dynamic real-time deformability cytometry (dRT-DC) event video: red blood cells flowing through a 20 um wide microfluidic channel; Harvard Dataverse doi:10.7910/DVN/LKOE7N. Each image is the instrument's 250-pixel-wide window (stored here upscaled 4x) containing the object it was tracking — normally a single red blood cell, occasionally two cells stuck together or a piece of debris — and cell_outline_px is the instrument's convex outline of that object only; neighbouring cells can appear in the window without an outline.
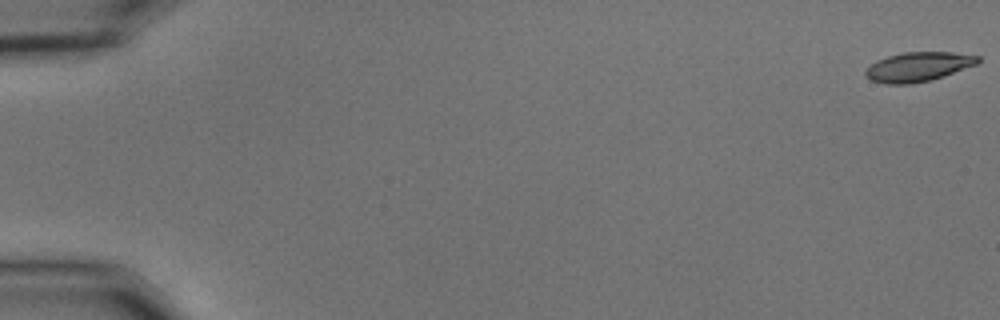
{"species": "common noctule bat (a hibernating species)", "species_latin": "Nyctalus noctula", "temperature_condition": "cold", "stored_images_in_passage": 57, "camera_frame_rate_fps": 3000, "um_per_image_px": 0.085, "animal": {"sex": "male", "body_mass_g": 15.6}, "frame": {"image": 1, "passage_image": 1, "time_ms": 0.0, "image_size_px": [1000, 320], "cell_outline_px": [[980, 60], [976, 64], [944, 76], [912, 84], [884, 84], [872, 80], [864, 72], [876, 60], [900, 52], [952, 52], [980, 56]], "centroid_in_image_um": [78.05, 5.67], "position_along_channel_um": 7.0, "area_um2": 19.07}}
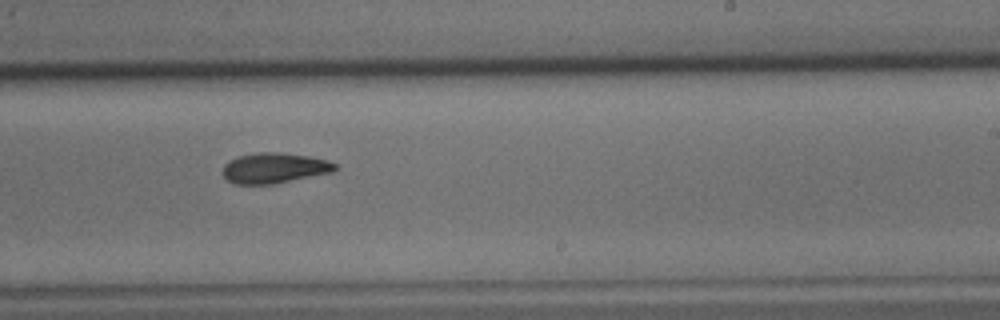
{"frame": {"image": 2, "passage_image": 36, "time_ms": 11.667, "image_size_px": [1000, 320], "cell_outline_px": [[336, 168], [332, 172], [272, 184], [232, 184], [224, 176], [224, 164], [228, 160], [236, 156], [260, 152], [284, 152], [308, 156], [328, 160], [336, 164]], "centroid_in_image_um": [23.29, 14.27], "position_along_channel_um": 265.7, "area_um2": 19.88}}
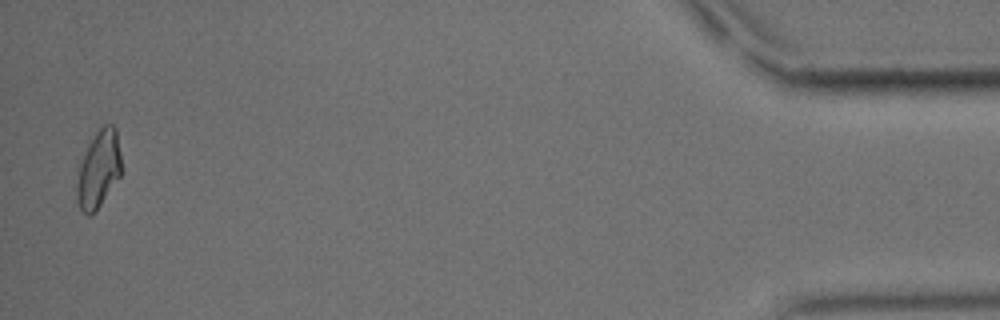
{"frame": {"image": 3, "passage_image": 56, "time_ms": 18.333, "image_size_px": [1000, 320], "cell_outline_px": [[120, 176], [100, 204], [88, 216], [80, 208], [76, 196], [76, 164], [88, 144], [96, 132], [104, 124], [112, 124], [116, 128], [120, 152]], "centroid_in_image_um": [8.33, 14.34], "position_along_channel_um": 426.9, "area_um2": 20.17}, "authors_computed_cell_mechanics": {"area_um2": 19.8832, "velocity_mm_per_s": 3.6142, "shape_relaxation_time_tau1_ms": 4.3235, "shape_relaxation_time_tau2_ms": 8.775, "deformation_change_tau1": 0.148, "deformation_change_tau2": 0.1653}}